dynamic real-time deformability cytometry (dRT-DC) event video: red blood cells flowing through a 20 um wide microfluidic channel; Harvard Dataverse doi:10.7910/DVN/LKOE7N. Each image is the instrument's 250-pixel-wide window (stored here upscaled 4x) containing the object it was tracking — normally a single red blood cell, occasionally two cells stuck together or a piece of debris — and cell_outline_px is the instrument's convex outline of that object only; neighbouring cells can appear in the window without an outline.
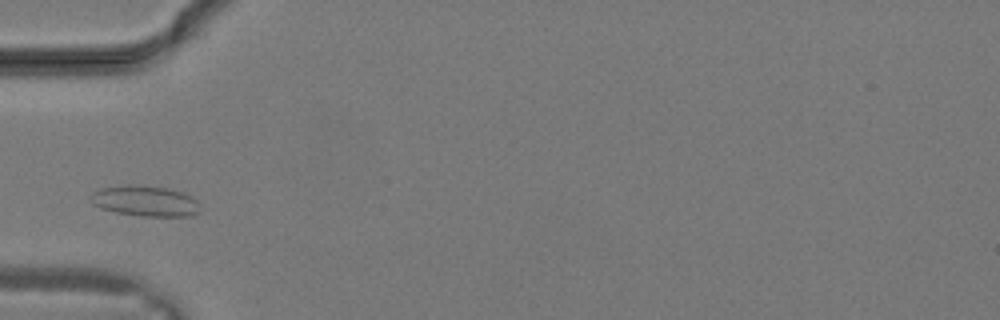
{"species": "common noctule bat (a hibernating species)", "species_latin": "Nyctalus noctula", "temperature_condition": "warm", "stored_images_in_passage": 23, "camera_frame_rate_fps": 3000, "um_per_image_px": 0.085, "animal": {"sex": "male", "body_mass_g": 19.2, "forearm_length_mm": 51.8}, "frame": {"image": 1, "passage_image": 4, "time_ms": 1.0, "image_size_px": [1000, 320], "cell_outline_px": [[200, 212], [192, 216], [140, 216], [116, 212], [100, 208], [92, 204], [88, 196], [92, 192], [104, 188], [128, 184], [136, 184], [168, 188], [184, 192], [192, 196], [196, 200]], "centroid_in_image_um": [12.33, 17.08], "position_along_channel_um": 72.7, "area_um2": 19.77}}